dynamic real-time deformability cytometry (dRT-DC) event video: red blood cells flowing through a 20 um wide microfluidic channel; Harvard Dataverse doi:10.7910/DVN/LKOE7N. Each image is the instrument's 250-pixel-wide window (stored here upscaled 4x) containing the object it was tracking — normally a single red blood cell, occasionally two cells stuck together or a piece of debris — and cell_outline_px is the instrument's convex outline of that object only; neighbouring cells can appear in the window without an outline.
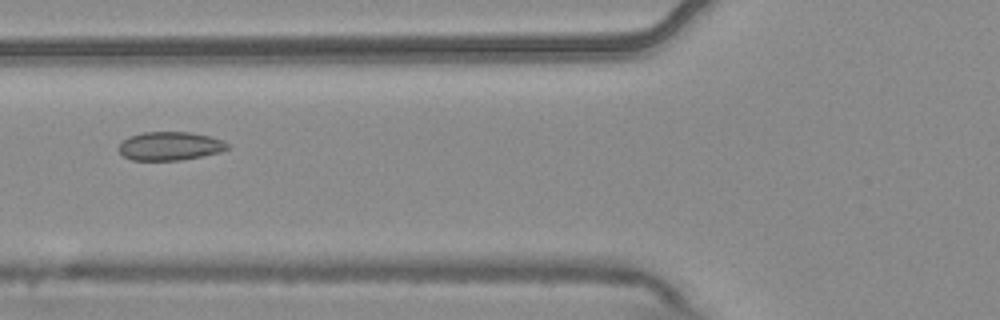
{"species": "common noctule bat (a hibernating species)", "species_latin": "Nyctalus noctula", "temperature_condition": "warm", "stored_images_in_passage": 7, "camera_frame_rate_fps": 3000, "um_per_image_px": 0.085, "animal": {"sex": "male", "body_mass_g": 20.4}, "frame": {"image": 1, "passage_image": 7, "time_ms": 2.0, "image_size_px": [1000, 320], "cell_outline_px": [[228, 148], [220, 152], [180, 160], [132, 160], [124, 156], [116, 148], [128, 136], [144, 132], [192, 132], [224, 140], [228, 144]], "centroid_in_image_um": [14.43, 12.41], "position_along_channel_um": 111.4, "area_um2": 18.03}}